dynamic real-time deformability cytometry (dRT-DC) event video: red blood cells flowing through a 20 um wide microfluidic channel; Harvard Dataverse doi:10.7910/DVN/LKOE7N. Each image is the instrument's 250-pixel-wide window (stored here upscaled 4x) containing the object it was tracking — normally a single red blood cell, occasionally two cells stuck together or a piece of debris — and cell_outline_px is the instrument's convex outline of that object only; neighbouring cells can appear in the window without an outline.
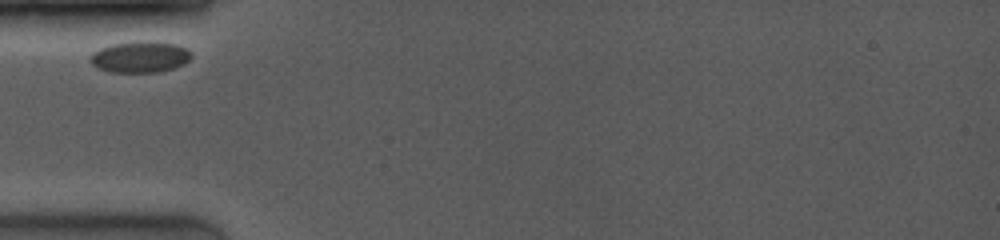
{"species": "common noctule bat (a hibernating species)", "species_latin": "Nyctalus noctula", "temperature_condition": "room temperature", "stored_images_in_passage": 2, "camera_frame_rate_fps": 4000, "um_per_image_px": 0.085, "animal": {"sex": "female", "body_mass_g": 19.0, "forearm_length_mm": 53.3}, "frame": {"image": 1, "passage_image": 1, "time_ms": 0.0, "image_size_px": [1000, 240], "cell_outline_px": [[192, 56], [184, 64], [160, 72], [112, 72], [96, 68], [88, 60], [88, 56], [92, 52], [100, 48], [112, 44], [140, 40], [144, 40], [176, 44], [192, 52]], "centroid_in_image_um": [11.86, 4.83], "position_along_channel_um": 73.1, "area_um2": 18.67}}